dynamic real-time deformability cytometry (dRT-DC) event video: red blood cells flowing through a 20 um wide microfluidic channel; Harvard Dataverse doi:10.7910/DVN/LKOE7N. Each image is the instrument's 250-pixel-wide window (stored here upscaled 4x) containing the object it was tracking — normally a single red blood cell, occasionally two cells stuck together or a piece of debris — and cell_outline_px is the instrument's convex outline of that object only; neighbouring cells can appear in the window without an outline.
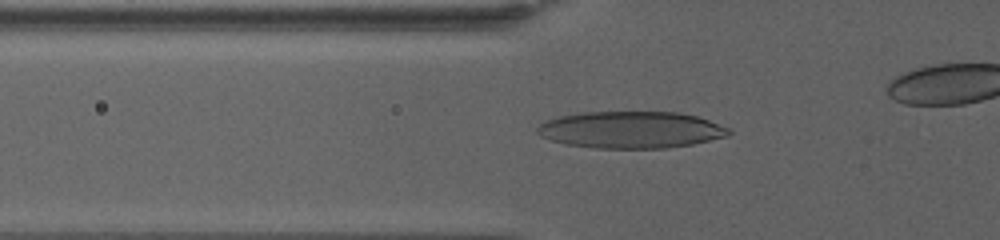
{"species": "human", "species_latin": "Homo sapiens", "temperature_condition": "warm", "stored_images_in_passage": 66, "camera_frame_rate_fps": 3000, "um_per_image_px": 0.085, "donor": {"sex": "female"}, "frame": {"image": 1, "passage_image": 28, "time_ms": 9.0, "image_size_px": [1000, 240], "cell_outline_px": [[732, 132], [728, 136], [692, 144], [668, 148], [596, 148], [564, 144], [540, 136], [536, 132], [536, 128], [544, 120], [560, 116], [580, 112], [680, 112], [696, 116], [708, 120], [728, 128]], "centroid_in_image_um": [53.6, 11.03], "position_along_channel_um": 72.2, "area_um2": 41.21}}
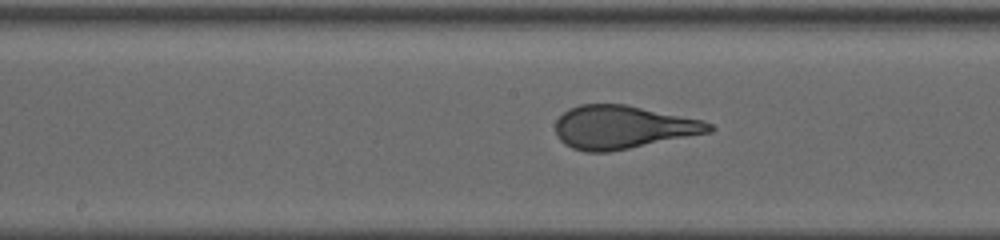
{"frame": {"image": 2, "passage_image": 41, "time_ms": 13.333, "image_size_px": [1000, 240], "cell_outline_px": [[716, 128], [712, 132], [608, 152], [584, 152], [572, 148], [564, 144], [560, 140], [556, 132], [556, 120], [568, 108], [580, 104], [624, 104], [704, 120], [712, 124]], "centroid_in_image_um": [52.94, 10.81], "position_along_channel_um": 195.3, "area_um2": 38.73}}
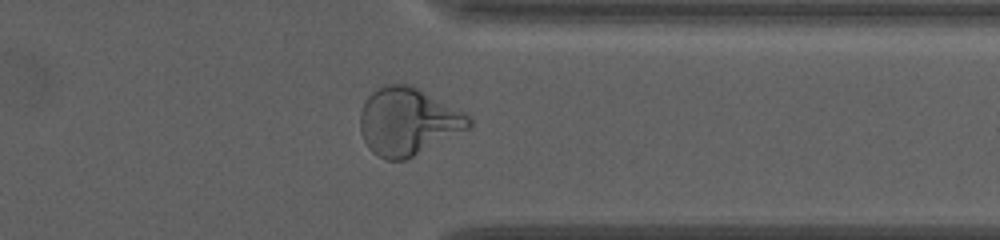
{"frame": {"image": 3, "passage_image": 60, "time_ms": 19.667, "image_size_px": [1000, 240], "cell_outline_px": [[472, 128], [404, 160], [384, 160], [372, 152], [368, 148], [360, 132], [360, 112], [368, 96], [372, 92], [384, 84], [412, 84], [472, 116]], "centroid_in_image_um": [34.7, 10.32], "position_along_channel_um": 376.7, "area_um2": 43.12}}